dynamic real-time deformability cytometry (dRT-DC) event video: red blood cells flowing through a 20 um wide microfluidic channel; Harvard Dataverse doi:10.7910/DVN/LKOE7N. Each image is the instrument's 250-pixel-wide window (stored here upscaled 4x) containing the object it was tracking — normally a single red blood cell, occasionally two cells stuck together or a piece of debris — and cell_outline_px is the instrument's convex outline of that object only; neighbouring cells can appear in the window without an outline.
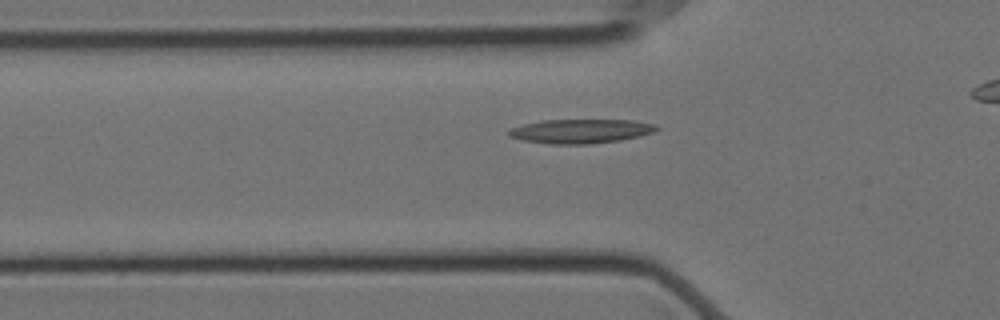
{"species": "Egyptian fruit bat (a non-hibernating species)", "species_latin": "Rousettus aegyptiacus", "temperature_condition": "cold", "stored_images_in_passage": 35, "camera_frame_rate_fps": 3000, "um_per_image_px": 0.085, "animal": {"sex": "female"}, "frame": {"image": 1, "passage_image": 4, "time_ms": 1.0, "image_size_px": [1000, 320], "cell_outline_px": [[660, 128], [652, 132], [640, 136], [620, 140], [588, 144], [552, 144], [524, 140], [508, 136], [508, 132], [512, 128], [524, 124], [544, 120], [632, 120], [652, 124]], "centroid_in_image_um": [49.36, 11.15], "position_along_channel_um": 76.4, "area_um2": 20.52}}
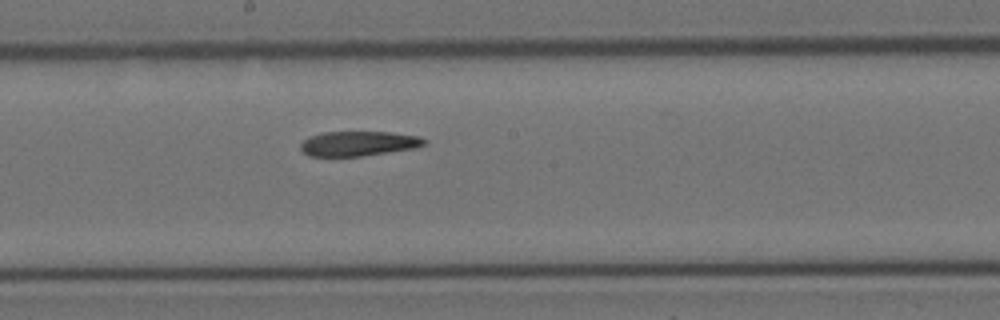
{"frame": {"image": 2, "passage_image": 16, "time_ms": 5.0, "image_size_px": [1000, 320], "cell_outline_px": [[428, 144], [416, 148], [360, 156], [308, 156], [300, 148], [300, 144], [308, 136], [324, 132], [388, 132], [420, 136], [428, 140]], "centroid_in_image_um": [30.5, 12.2], "position_along_channel_um": 217.7, "area_um2": 17.98}}
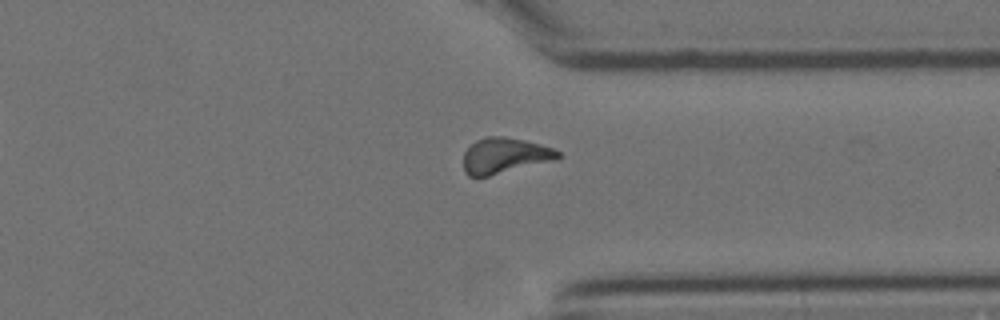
{"frame": {"image": 3, "passage_image": 29, "time_ms": 9.333, "image_size_px": [1000, 320], "cell_outline_px": [[560, 160], [488, 176], [468, 176], [464, 172], [464, 152], [476, 140], [484, 136], [504, 136], [524, 140], [540, 144], [552, 148], [560, 152]], "centroid_in_image_um": [42.93, 13.23], "position_along_channel_um": 368.5, "area_um2": 19.88}, "authors_computed_cell_mechanics": {"area_um2": 19.2474, "velocity_mm_per_s": 3.5128, "shape_relaxation_time_tau1_ms": 9.6486, "shape_relaxation_time_tau2_ms": null, "deformation_change_tau1": 0.2305, "deformation_change_tau2": null}}